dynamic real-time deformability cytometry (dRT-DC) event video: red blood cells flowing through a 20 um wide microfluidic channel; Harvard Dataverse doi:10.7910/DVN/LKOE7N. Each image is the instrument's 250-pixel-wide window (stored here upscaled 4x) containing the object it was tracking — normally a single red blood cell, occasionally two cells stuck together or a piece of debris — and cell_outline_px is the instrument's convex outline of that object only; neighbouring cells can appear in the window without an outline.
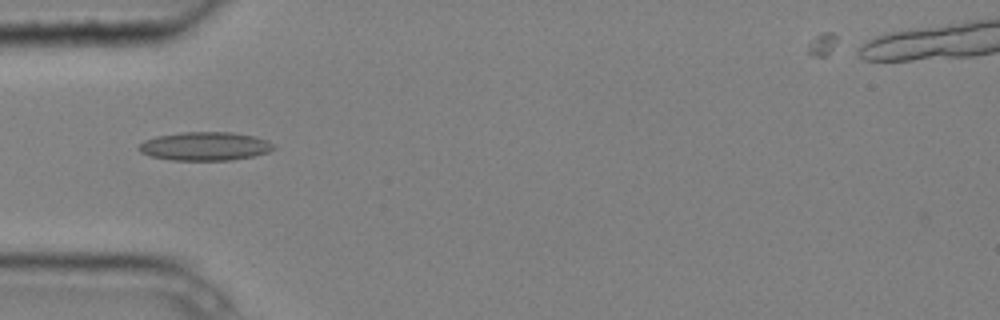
{"species": "common noctule bat (a hibernating species)", "species_latin": "Nyctalus noctula", "temperature_condition": "cold", "stored_images_in_passage": 4, "camera_frame_rate_fps": 3000, "um_per_image_px": 0.085, "animal": {"sex": "male", "body_mass_g": 20.4}, "frame": {"image": 1, "passage_image": 2, "time_ms": 0.333, "image_size_px": [1000, 320], "cell_outline_px": [[276, 148], [268, 152], [252, 156], [232, 160], [172, 160], [152, 156], [140, 152], [136, 148], [144, 140], [156, 136], [180, 132], [232, 132], [256, 136], [268, 140], [276, 144]], "centroid_in_image_um": [17.45, 12.42], "position_along_channel_um": 67.5, "area_um2": 22.66}}
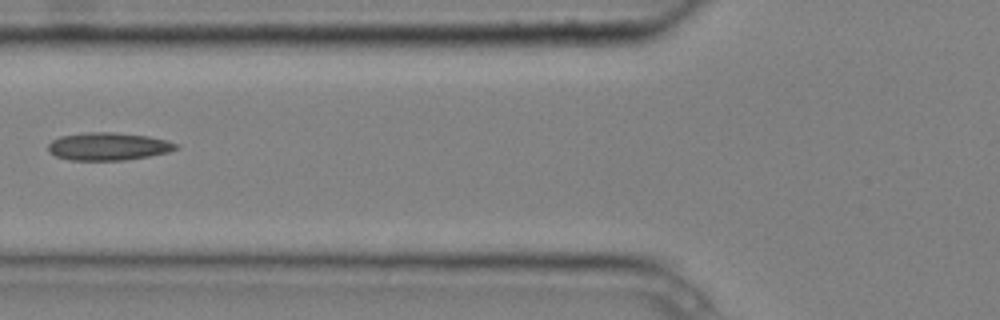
{"frame": {"image": 2, "passage_image": 3, "time_ms": 0.667, "image_size_px": [1000, 320], "cell_outline_px": [[180, 148], [168, 152], [148, 156], [124, 160], [68, 160], [56, 156], [48, 152], [48, 144], [52, 140], [60, 136], [84, 132], [116, 132], [148, 136], [180, 144]], "centroid_in_image_um": [9.19, 12.44], "position_along_channel_um": 116.6, "area_um2": 20.81}}
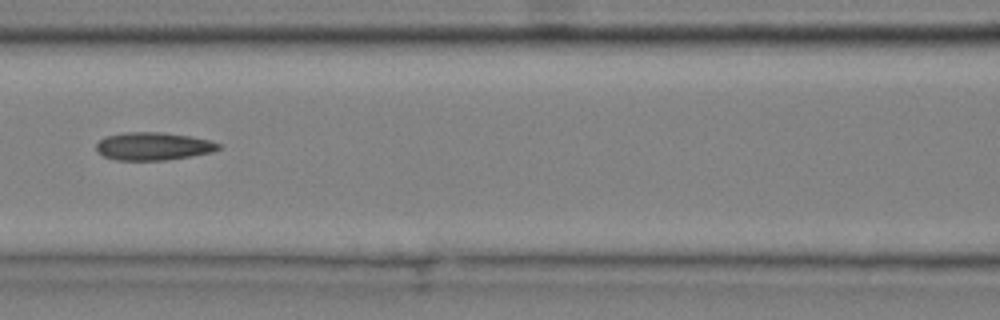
{"frame": {"image": 3, "passage_image": 4, "time_ms": 1.0, "image_size_px": [1000, 320], "cell_outline_px": [[224, 148], [212, 152], [164, 160], [116, 160], [104, 156], [96, 148], [96, 144], [104, 136], [124, 132], [160, 132], [188, 136], [212, 140], [224, 144]], "centroid_in_image_um": [13.08, 12.42], "position_along_channel_um": 153.5, "area_um2": 19.94}}